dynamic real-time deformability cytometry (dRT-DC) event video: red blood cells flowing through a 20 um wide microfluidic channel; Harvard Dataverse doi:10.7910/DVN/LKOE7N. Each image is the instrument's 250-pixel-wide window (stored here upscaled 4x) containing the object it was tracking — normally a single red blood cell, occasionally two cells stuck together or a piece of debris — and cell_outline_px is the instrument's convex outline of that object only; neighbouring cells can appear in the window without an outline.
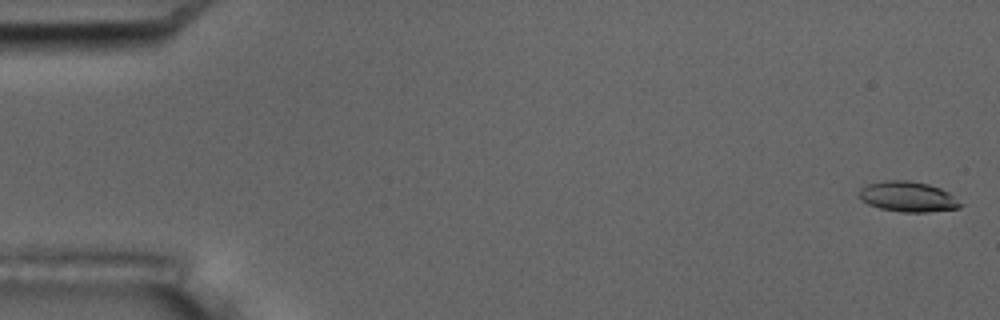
{"species": "common noctule bat (a hibernating species)", "species_latin": "Nyctalus noctula", "temperature_condition": "room temperature", "stored_images_in_passage": 6, "camera_frame_rate_fps": 3000, "um_per_image_px": 0.085, "animal": {"sex": "male", "body_mass_g": 17.5, "forearm_length_mm": 52.3}, "frame": {"image": 1, "passage_image": 1, "time_ms": 0.0, "image_size_px": [1000, 320], "cell_outline_px": [[964, 204], [960, 208], [928, 212], [900, 212], [880, 208], [868, 204], [860, 200], [860, 188], [868, 184], [884, 180], [908, 180], [928, 184], [940, 188], [948, 192]], "centroid_in_image_um": [77.18, 16.72], "position_along_channel_um": 7.8, "area_um2": 17.98}}